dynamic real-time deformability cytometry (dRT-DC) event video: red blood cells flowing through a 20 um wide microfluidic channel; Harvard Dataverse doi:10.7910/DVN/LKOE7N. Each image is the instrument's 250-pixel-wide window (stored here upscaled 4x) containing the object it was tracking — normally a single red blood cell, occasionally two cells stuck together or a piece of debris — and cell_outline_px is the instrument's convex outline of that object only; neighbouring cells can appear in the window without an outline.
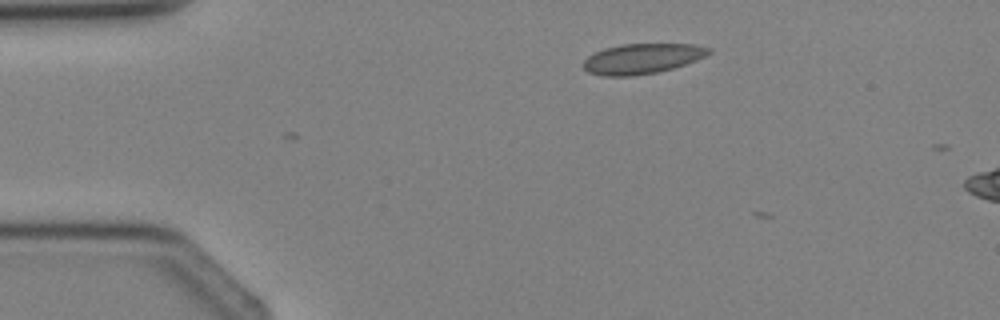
{"species": "Egyptian fruit bat (a non-hibernating species)", "species_latin": "Rousettus aegyptiacus", "temperature_condition": "cold", "stored_images_in_passage": 2, "camera_frame_rate_fps": 3000, "um_per_image_px": 0.085, "animal": {"sex": "female"}, "frame": {"image": 1, "passage_image": 2, "time_ms": 2.0, "image_size_px": [1000, 320], "cell_outline_px": [[712, 52], [696, 60], [672, 68], [656, 72], [632, 76], [604, 76], [588, 72], [580, 64], [588, 56], [604, 48], [620, 44], [696, 44], [712, 48]], "centroid_in_image_um": [54.56, 4.98], "position_along_channel_um": 30.4, "area_um2": 22.08}}